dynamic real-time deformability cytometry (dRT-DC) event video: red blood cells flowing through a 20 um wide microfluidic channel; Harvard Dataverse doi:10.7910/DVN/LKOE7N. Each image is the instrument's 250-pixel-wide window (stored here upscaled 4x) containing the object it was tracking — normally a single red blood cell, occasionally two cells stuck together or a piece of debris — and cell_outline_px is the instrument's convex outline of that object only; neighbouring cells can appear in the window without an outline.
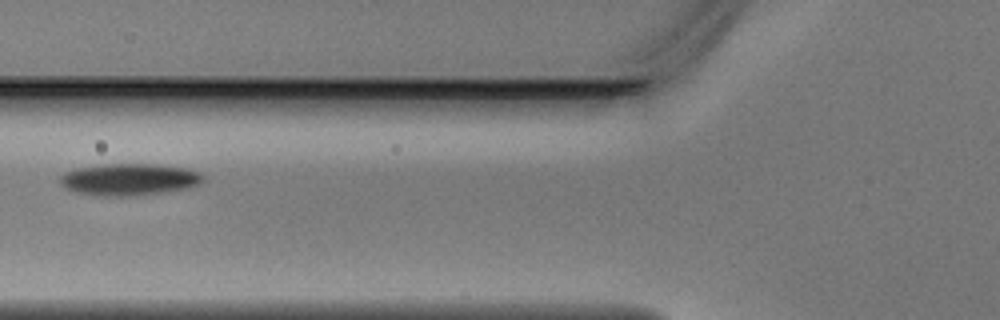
{"species": "Egyptian fruit bat (a non-hibernating species)", "species_latin": "Rousettus aegyptiacus", "temperature_condition": "warm", "stored_images_in_passage": 3, "camera_frame_rate_fps": 3000, "um_per_image_px": 0.085, "animal": {"sex": "male"}, "frame": {"image": 1, "passage_image": 2, "time_ms": 0.333, "image_size_px": [1000, 320], "cell_outline_px": [[204, 180], [200, 184], [184, 188], [164, 192], [136, 196], [92, 196], [76, 192], [64, 188], [60, 184], [60, 176], [64, 172], [76, 168], [100, 164], [152, 164], [188, 168], [204, 176]], "centroid_in_image_um": [10.92, 15.26], "position_along_channel_um": 114.9, "area_um2": 26.82}}
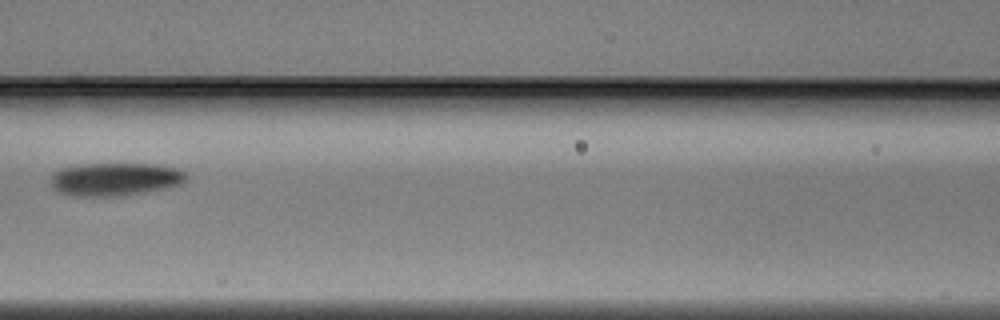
{"frame": {"image": 2, "passage_image": 3, "time_ms": 0.667, "image_size_px": [1000, 320], "cell_outline_px": [[188, 176], [180, 184], [168, 188], [120, 196], [72, 196], [60, 192], [52, 188], [52, 172], [64, 168], [84, 164], [156, 164], [176, 168], [184, 172]], "centroid_in_image_um": [9.79, 15.24], "position_along_channel_um": 156.8, "area_um2": 26.01}}